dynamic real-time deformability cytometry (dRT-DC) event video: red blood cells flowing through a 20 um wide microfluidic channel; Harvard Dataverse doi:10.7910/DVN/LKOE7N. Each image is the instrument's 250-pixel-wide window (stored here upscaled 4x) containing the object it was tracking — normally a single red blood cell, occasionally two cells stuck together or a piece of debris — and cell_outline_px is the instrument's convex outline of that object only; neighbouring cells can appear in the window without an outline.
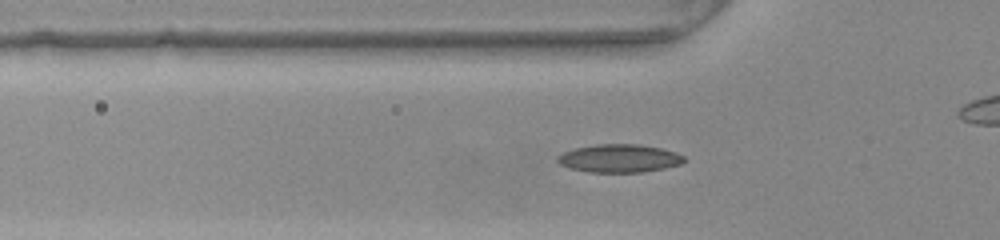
{"species": "common noctule bat (a hibernating species)", "species_latin": "Nyctalus noctula", "temperature_condition": "warm", "stored_images_in_passage": 49, "camera_frame_rate_fps": 3000, "um_per_image_px": 0.085, "animal": {"sex": "female", "body_mass_g": 22.0, "forearm_length_mm": 56.7}, "frame": {"image": 1, "passage_image": 12, "time_ms": 3.667, "image_size_px": [1000, 240], "cell_outline_px": [[688, 160], [680, 164], [664, 168], [640, 172], [588, 172], [568, 168], [560, 164], [556, 160], [556, 156], [564, 152], [576, 148], [596, 144], [636, 144], [660, 148], [676, 152], [684, 156]], "centroid_in_image_um": [52.63, 13.46], "position_along_channel_um": 73.2, "area_um2": 20.75}}
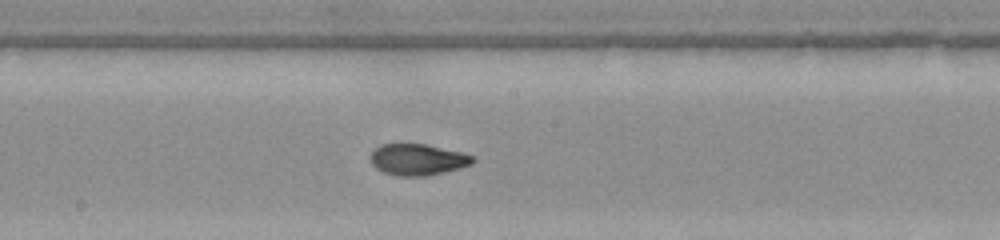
{"frame": {"image": 2, "passage_image": 23, "time_ms": 7.333, "image_size_px": [1000, 240], "cell_outline_px": [[476, 160], [472, 164], [460, 168], [428, 176], [396, 176], [384, 172], [376, 168], [372, 164], [368, 156], [380, 144], [424, 144], [460, 152], [472, 156]], "centroid_in_image_um": [35.47, 13.57], "position_along_channel_um": 212.7, "area_um2": 18.67}}
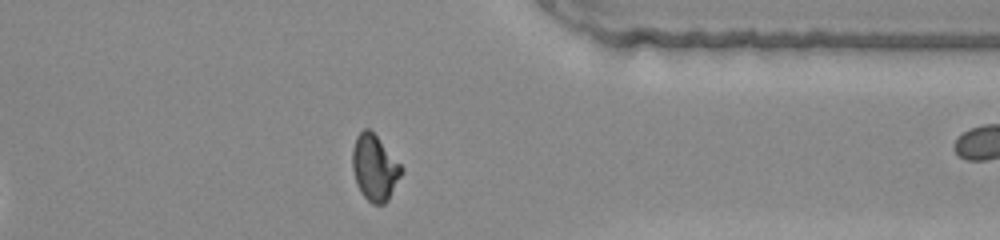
{"frame": {"image": 3, "passage_image": 37, "time_ms": 12.0, "image_size_px": [1000, 240], "cell_outline_px": [[404, 168], [388, 200], [384, 204], [372, 204], [360, 192], [356, 184], [352, 168], [352, 148], [356, 136], [364, 128], [368, 128], [376, 136]], "centroid_in_image_um": [31.82, 14.26], "position_along_channel_um": 379.6, "area_um2": 18.67}, "authors_computed_cell_mechanics": {"area_um2": 18.6694, "velocity_mm_per_s": 3.7918, "shape_relaxation_time_tau1_ms": 6.5523, "shape_relaxation_time_tau2_ms": 1.7412, "deformation_change_tau1": 0.2203, "deformation_change_tau2": 0.0505}}